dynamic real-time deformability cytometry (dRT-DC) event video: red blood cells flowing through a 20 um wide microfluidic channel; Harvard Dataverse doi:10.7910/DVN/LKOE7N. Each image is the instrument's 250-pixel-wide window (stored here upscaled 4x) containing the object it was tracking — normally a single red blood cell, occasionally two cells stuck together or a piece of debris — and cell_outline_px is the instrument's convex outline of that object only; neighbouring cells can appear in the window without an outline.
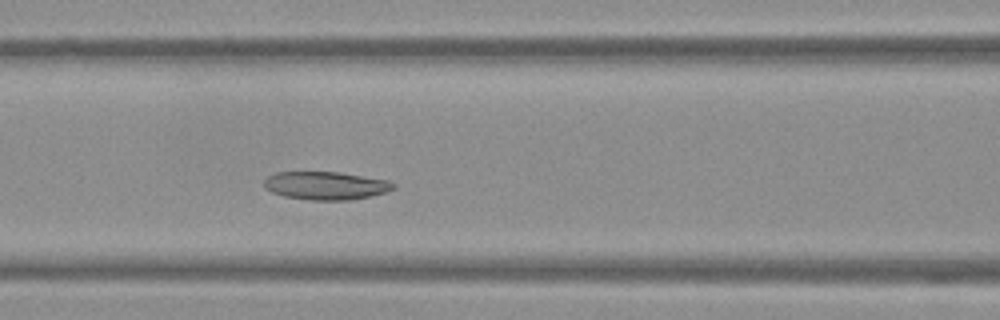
{"species": "Egyptian fruit bat (a non-hibernating species)", "species_latin": "Rousettus aegyptiacus", "temperature_condition": "warm", "stored_images_in_passage": 48, "camera_frame_rate_fps": 3000, "um_per_image_px": 0.085, "frame": {"image": 1, "passage_image": 17, "time_ms": 5.333, "image_size_px": [1000, 320], "cell_outline_px": [[396, 188], [384, 192], [352, 200], [308, 200], [284, 196], [272, 192], [264, 188], [264, 180], [268, 176], [276, 172], [340, 172], [388, 180], [396, 184]], "centroid_in_image_um": [27.68, 15.77], "position_along_channel_um": 138.9, "area_um2": 21.21}}
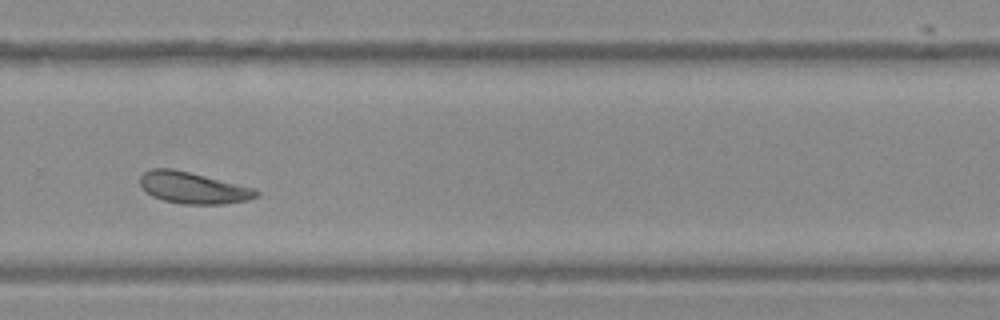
{"frame": {"image": 2, "passage_image": 31, "time_ms": 10.0, "image_size_px": [1000, 320], "cell_outline_px": [[260, 196], [248, 200], [224, 204], [180, 204], [164, 200], [152, 196], [140, 184], [140, 176], [144, 172], [152, 168], [172, 168], [252, 188], [260, 192]], "centroid_in_image_um": [16.4, 15.98], "position_along_channel_um": 313.4, "area_um2": 21.04}}
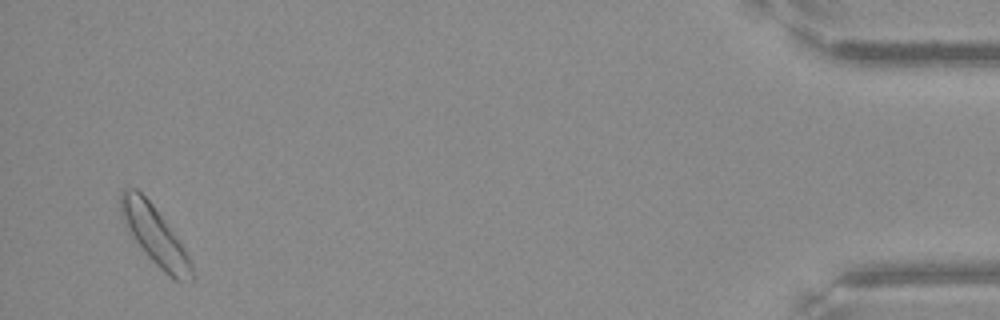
{"frame": {"image": 3, "passage_image": 46, "time_ms": 15.0, "image_size_px": [1000, 320], "cell_outline_px": [[192, 280], [176, 280], [164, 272], [140, 248], [124, 224], [120, 216], [120, 192], [124, 188], [136, 188], [152, 204], [184, 248], [192, 260]], "centroid_in_image_um": [13.11, 19.98], "position_along_channel_um": 422.1, "area_um2": 23.64}}